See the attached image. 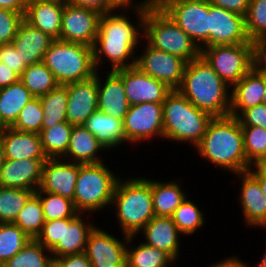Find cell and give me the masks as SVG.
<instances>
[{"label": "cell", "instance_id": "cell-59", "mask_svg": "<svg viewBox=\"0 0 266 267\" xmlns=\"http://www.w3.org/2000/svg\"><path fill=\"white\" fill-rule=\"evenodd\" d=\"M44 2L66 3V0H25L26 5L33 3H44Z\"/></svg>", "mask_w": 266, "mask_h": 267}, {"label": "cell", "instance_id": "cell-11", "mask_svg": "<svg viewBox=\"0 0 266 267\" xmlns=\"http://www.w3.org/2000/svg\"><path fill=\"white\" fill-rule=\"evenodd\" d=\"M128 145L149 143L155 138L163 139L162 103H139L131 105L123 120Z\"/></svg>", "mask_w": 266, "mask_h": 267}, {"label": "cell", "instance_id": "cell-62", "mask_svg": "<svg viewBox=\"0 0 266 267\" xmlns=\"http://www.w3.org/2000/svg\"><path fill=\"white\" fill-rule=\"evenodd\" d=\"M253 166H266V152L259 158Z\"/></svg>", "mask_w": 266, "mask_h": 267}, {"label": "cell", "instance_id": "cell-60", "mask_svg": "<svg viewBox=\"0 0 266 267\" xmlns=\"http://www.w3.org/2000/svg\"><path fill=\"white\" fill-rule=\"evenodd\" d=\"M5 160L2 134H0V167Z\"/></svg>", "mask_w": 266, "mask_h": 267}, {"label": "cell", "instance_id": "cell-51", "mask_svg": "<svg viewBox=\"0 0 266 267\" xmlns=\"http://www.w3.org/2000/svg\"><path fill=\"white\" fill-rule=\"evenodd\" d=\"M54 267H92L85 252L58 257L54 260Z\"/></svg>", "mask_w": 266, "mask_h": 267}, {"label": "cell", "instance_id": "cell-25", "mask_svg": "<svg viewBox=\"0 0 266 267\" xmlns=\"http://www.w3.org/2000/svg\"><path fill=\"white\" fill-rule=\"evenodd\" d=\"M55 39L23 21L12 44L26 67L43 61L45 52Z\"/></svg>", "mask_w": 266, "mask_h": 267}, {"label": "cell", "instance_id": "cell-30", "mask_svg": "<svg viewBox=\"0 0 266 267\" xmlns=\"http://www.w3.org/2000/svg\"><path fill=\"white\" fill-rule=\"evenodd\" d=\"M65 3H33L26 5L24 21L59 40Z\"/></svg>", "mask_w": 266, "mask_h": 267}, {"label": "cell", "instance_id": "cell-22", "mask_svg": "<svg viewBox=\"0 0 266 267\" xmlns=\"http://www.w3.org/2000/svg\"><path fill=\"white\" fill-rule=\"evenodd\" d=\"M46 160L5 158L0 167V186L36 192L41 182L42 166Z\"/></svg>", "mask_w": 266, "mask_h": 267}, {"label": "cell", "instance_id": "cell-54", "mask_svg": "<svg viewBox=\"0 0 266 267\" xmlns=\"http://www.w3.org/2000/svg\"><path fill=\"white\" fill-rule=\"evenodd\" d=\"M250 264L249 261L247 263L245 260L243 261L241 257H238V255L236 256L232 254V256H226L220 261L209 264V267H250Z\"/></svg>", "mask_w": 266, "mask_h": 267}, {"label": "cell", "instance_id": "cell-65", "mask_svg": "<svg viewBox=\"0 0 266 267\" xmlns=\"http://www.w3.org/2000/svg\"><path fill=\"white\" fill-rule=\"evenodd\" d=\"M263 104H266V90H265V96L263 97Z\"/></svg>", "mask_w": 266, "mask_h": 267}, {"label": "cell", "instance_id": "cell-27", "mask_svg": "<svg viewBox=\"0 0 266 267\" xmlns=\"http://www.w3.org/2000/svg\"><path fill=\"white\" fill-rule=\"evenodd\" d=\"M83 126L92 133L110 153L126 145L123 120L105 114L98 109L86 120Z\"/></svg>", "mask_w": 266, "mask_h": 267}, {"label": "cell", "instance_id": "cell-29", "mask_svg": "<svg viewBox=\"0 0 266 267\" xmlns=\"http://www.w3.org/2000/svg\"><path fill=\"white\" fill-rule=\"evenodd\" d=\"M183 178L161 181L157 178L154 180L152 177L151 192L155 216L171 217L184 199L189 196L182 188Z\"/></svg>", "mask_w": 266, "mask_h": 267}, {"label": "cell", "instance_id": "cell-15", "mask_svg": "<svg viewBox=\"0 0 266 267\" xmlns=\"http://www.w3.org/2000/svg\"><path fill=\"white\" fill-rule=\"evenodd\" d=\"M246 43L245 17L209 3V47Z\"/></svg>", "mask_w": 266, "mask_h": 267}, {"label": "cell", "instance_id": "cell-47", "mask_svg": "<svg viewBox=\"0 0 266 267\" xmlns=\"http://www.w3.org/2000/svg\"><path fill=\"white\" fill-rule=\"evenodd\" d=\"M237 118L241 126H256L266 130V104L247 108Z\"/></svg>", "mask_w": 266, "mask_h": 267}, {"label": "cell", "instance_id": "cell-58", "mask_svg": "<svg viewBox=\"0 0 266 267\" xmlns=\"http://www.w3.org/2000/svg\"><path fill=\"white\" fill-rule=\"evenodd\" d=\"M150 9H161L170 0H142Z\"/></svg>", "mask_w": 266, "mask_h": 267}, {"label": "cell", "instance_id": "cell-23", "mask_svg": "<svg viewBox=\"0 0 266 267\" xmlns=\"http://www.w3.org/2000/svg\"><path fill=\"white\" fill-rule=\"evenodd\" d=\"M89 215L91 217V214L78 213L73 218H64L63 243H58L51 250L54 260L64 255L85 252L89 234L97 226L91 219H87Z\"/></svg>", "mask_w": 266, "mask_h": 267}, {"label": "cell", "instance_id": "cell-13", "mask_svg": "<svg viewBox=\"0 0 266 267\" xmlns=\"http://www.w3.org/2000/svg\"><path fill=\"white\" fill-rule=\"evenodd\" d=\"M103 228V229H102ZM120 237L98 225L89 234L85 253L92 267H126L128 235Z\"/></svg>", "mask_w": 266, "mask_h": 267}, {"label": "cell", "instance_id": "cell-24", "mask_svg": "<svg viewBox=\"0 0 266 267\" xmlns=\"http://www.w3.org/2000/svg\"><path fill=\"white\" fill-rule=\"evenodd\" d=\"M266 74L251 69L231 88L230 115L238 117L245 109L263 102Z\"/></svg>", "mask_w": 266, "mask_h": 267}, {"label": "cell", "instance_id": "cell-19", "mask_svg": "<svg viewBox=\"0 0 266 267\" xmlns=\"http://www.w3.org/2000/svg\"><path fill=\"white\" fill-rule=\"evenodd\" d=\"M79 163L62 158L47 159L42 166L41 182L37 191L61 195L73 201Z\"/></svg>", "mask_w": 266, "mask_h": 267}, {"label": "cell", "instance_id": "cell-21", "mask_svg": "<svg viewBox=\"0 0 266 267\" xmlns=\"http://www.w3.org/2000/svg\"><path fill=\"white\" fill-rule=\"evenodd\" d=\"M140 235L143 236L140 237L142 242L167 252L176 262L181 258V240L185 236L179 231L172 217L154 216L136 236Z\"/></svg>", "mask_w": 266, "mask_h": 267}, {"label": "cell", "instance_id": "cell-33", "mask_svg": "<svg viewBox=\"0 0 266 267\" xmlns=\"http://www.w3.org/2000/svg\"><path fill=\"white\" fill-rule=\"evenodd\" d=\"M73 126L68 122H60L40 131L42 149L47 159L63 158L66 155Z\"/></svg>", "mask_w": 266, "mask_h": 267}, {"label": "cell", "instance_id": "cell-6", "mask_svg": "<svg viewBox=\"0 0 266 267\" xmlns=\"http://www.w3.org/2000/svg\"><path fill=\"white\" fill-rule=\"evenodd\" d=\"M106 162V163H105ZM107 161L96 164H79V175L74 190V205L79 213L100 214L109 210L117 181L121 177L115 173Z\"/></svg>", "mask_w": 266, "mask_h": 267}, {"label": "cell", "instance_id": "cell-37", "mask_svg": "<svg viewBox=\"0 0 266 267\" xmlns=\"http://www.w3.org/2000/svg\"><path fill=\"white\" fill-rule=\"evenodd\" d=\"M19 80L33 97L45 95L59 86L54 74L43 62L28 66L20 75Z\"/></svg>", "mask_w": 266, "mask_h": 267}, {"label": "cell", "instance_id": "cell-18", "mask_svg": "<svg viewBox=\"0 0 266 267\" xmlns=\"http://www.w3.org/2000/svg\"><path fill=\"white\" fill-rule=\"evenodd\" d=\"M102 72L97 71L98 110L124 120L130 104L123 85V68L105 71L107 75Z\"/></svg>", "mask_w": 266, "mask_h": 267}, {"label": "cell", "instance_id": "cell-12", "mask_svg": "<svg viewBox=\"0 0 266 267\" xmlns=\"http://www.w3.org/2000/svg\"><path fill=\"white\" fill-rule=\"evenodd\" d=\"M138 49L142 50L136 55L137 68L165 83L172 90L180 87L187 63L184 59L153 48L143 39Z\"/></svg>", "mask_w": 266, "mask_h": 267}, {"label": "cell", "instance_id": "cell-36", "mask_svg": "<svg viewBox=\"0 0 266 267\" xmlns=\"http://www.w3.org/2000/svg\"><path fill=\"white\" fill-rule=\"evenodd\" d=\"M187 196L171 216L179 231L185 236H195V233L206 224L205 212L199 204Z\"/></svg>", "mask_w": 266, "mask_h": 267}, {"label": "cell", "instance_id": "cell-52", "mask_svg": "<svg viewBox=\"0 0 266 267\" xmlns=\"http://www.w3.org/2000/svg\"><path fill=\"white\" fill-rule=\"evenodd\" d=\"M209 3L245 17L250 0H209Z\"/></svg>", "mask_w": 266, "mask_h": 267}, {"label": "cell", "instance_id": "cell-28", "mask_svg": "<svg viewBox=\"0 0 266 267\" xmlns=\"http://www.w3.org/2000/svg\"><path fill=\"white\" fill-rule=\"evenodd\" d=\"M6 159H47L38 133L23 132L8 127L2 133Z\"/></svg>", "mask_w": 266, "mask_h": 267}, {"label": "cell", "instance_id": "cell-56", "mask_svg": "<svg viewBox=\"0 0 266 267\" xmlns=\"http://www.w3.org/2000/svg\"><path fill=\"white\" fill-rule=\"evenodd\" d=\"M120 8L150 9L142 0H113Z\"/></svg>", "mask_w": 266, "mask_h": 267}, {"label": "cell", "instance_id": "cell-9", "mask_svg": "<svg viewBox=\"0 0 266 267\" xmlns=\"http://www.w3.org/2000/svg\"><path fill=\"white\" fill-rule=\"evenodd\" d=\"M200 55L230 88L252 69L251 43L203 47Z\"/></svg>", "mask_w": 266, "mask_h": 267}, {"label": "cell", "instance_id": "cell-64", "mask_svg": "<svg viewBox=\"0 0 266 267\" xmlns=\"http://www.w3.org/2000/svg\"><path fill=\"white\" fill-rule=\"evenodd\" d=\"M8 127L3 123L0 118V134H2Z\"/></svg>", "mask_w": 266, "mask_h": 267}, {"label": "cell", "instance_id": "cell-40", "mask_svg": "<svg viewBox=\"0 0 266 267\" xmlns=\"http://www.w3.org/2000/svg\"><path fill=\"white\" fill-rule=\"evenodd\" d=\"M30 239L15 223H0V266L19 252Z\"/></svg>", "mask_w": 266, "mask_h": 267}, {"label": "cell", "instance_id": "cell-1", "mask_svg": "<svg viewBox=\"0 0 266 267\" xmlns=\"http://www.w3.org/2000/svg\"><path fill=\"white\" fill-rule=\"evenodd\" d=\"M130 13L136 16V20L129 17ZM144 19L145 10L138 8H120L101 14L93 46L97 71L108 62L110 66L106 67L110 71L135 66L137 50L144 36Z\"/></svg>", "mask_w": 266, "mask_h": 267}, {"label": "cell", "instance_id": "cell-53", "mask_svg": "<svg viewBox=\"0 0 266 267\" xmlns=\"http://www.w3.org/2000/svg\"><path fill=\"white\" fill-rule=\"evenodd\" d=\"M20 76L8 66L0 62V89L17 83Z\"/></svg>", "mask_w": 266, "mask_h": 267}, {"label": "cell", "instance_id": "cell-38", "mask_svg": "<svg viewBox=\"0 0 266 267\" xmlns=\"http://www.w3.org/2000/svg\"><path fill=\"white\" fill-rule=\"evenodd\" d=\"M13 223L19 226L31 239H36L41 233L45 218L39 196L35 192L19 211Z\"/></svg>", "mask_w": 266, "mask_h": 267}, {"label": "cell", "instance_id": "cell-2", "mask_svg": "<svg viewBox=\"0 0 266 267\" xmlns=\"http://www.w3.org/2000/svg\"><path fill=\"white\" fill-rule=\"evenodd\" d=\"M194 149L209 166H215L220 171L237 174L252 167L244 152L241 124L237 117L231 115L213 117Z\"/></svg>", "mask_w": 266, "mask_h": 267}, {"label": "cell", "instance_id": "cell-42", "mask_svg": "<svg viewBox=\"0 0 266 267\" xmlns=\"http://www.w3.org/2000/svg\"><path fill=\"white\" fill-rule=\"evenodd\" d=\"M43 108L39 97H34L20 111L19 116L11 128L23 131L40 133L42 130Z\"/></svg>", "mask_w": 266, "mask_h": 267}, {"label": "cell", "instance_id": "cell-26", "mask_svg": "<svg viewBox=\"0 0 266 267\" xmlns=\"http://www.w3.org/2000/svg\"><path fill=\"white\" fill-rule=\"evenodd\" d=\"M104 152L108 151L92 133L83 125H74L66 155L62 159L79 164H96L105 161Z\"/></svg>", "mask_w": 266, "mask_h": 267}, {"label": "cell", "instance_id": "cell-20", "mask_svg": "<svg viewBox=\"0 0 266 267\" xmlns=\"http://www.w3.org/2000/svg\"><path fill=\"white\" fill-rule=\"evenodd\" d=\"M67 89V122L83 125L98 109V86L96 74L87 80L64 85Z\"/></svg>", "mask_w": 266, "mask_h": 267}, {"label": "cell", "instance_id": "cell-16", "mask_svg": "<svg viewBox=\"0 0 266 267\" xmlns=\"http://www.w3.org/2000/svg\"><path fill=\"white\" fill-rule=\"evenodd\" d=\"M233 175L241 185L238 201L244 224L249 228L266 230V196L261 191L259 181L249 171Z\"/></svg>", "mask_w": 266, "mask_h": 267}, {"label": "cell", "instance_id": "cell-46", "mask_svg": "<svg viewBox=\"0 0 266 267\" xmlns=\"http://www.w3.org/2000/svg\"><path fill=\"white\" fill-rule=\"evenodd\" d=\"M64 219L45 221L36 240L46 249L52 250L58 243H63Z\"/></svg>", "mask_w": 266, "mask_h": 267}, {"label": "cell", "instance_id": "cell-31", "mask_svg": "<svg viewBox=\"0 0 266 267\" xmlns=\"http://www.w3.org/2000/svg\"><path fill=\"white\" fill-rule=\"evenodd\" d=\"M135 240H138L136 235L128 237L126 267H175L178 265L167 252L151 247L141 240L136 243Z\"/></svg>", "mask_w": 266, "mask_h": 267}, {"label": "cell", "instance_id": "cell-5", "mask_svg": "<svg viewBox=\"0 0 266 267\" xmlns=\"http://www.w3.org/2000/svg\"><path fill=\"white\" fill-rule=\"evenodd\" d=\"M163 140L195 148L202 140L213 116L196 108L178 90H172L162 103ZM193 146V147H192Z\"/></svg>", "mask_w": 266, "mask_h": 267}, {"label": "cell", "instance_id": "cell-34", "mask_svg": "<svg viewBox=\"0 0 266 267\" xmlns=\"http://www.w3.org/2000/svg\"><path fill=\"white\" fill-rule=\"evenodd\" d=\"M43 108L42 130L60 122H67L68 93L64 85L39 97Z\"/></svg>", "mask_w": 266, "mask_h": 267}, {"label": "cell", "instance_id": "cell-61", "mask_svg": "<svg viewBox=\"0 0 266 267\" xmlns=\"http://www.w3.org/2000/svg\"><path fill=\"white\" fill-rule=\"evenodd\" d=\"M255 267H266V249L265 248H264V254L260 256L259 262H257Z\"/></svg>", "mask_w": 266, "mask_h": 267}, {"label": "cell", "instance_id": "cell-55", "mask_svg": "<svg viewBox=\"0 0 266 267\" xmlns=\"http://www.w3.org/2000/svg\"><path fill=\"white\" fill-rule=\"evenodd\" d=\"M0 8L24 14L26 3L25 0H0Z\"/></svg>", "mask_w": 266, "mask_h": 267}, {"label": "cell", "instance_id": "cell-45", "mask_svg": "<svg viewBox=\"0 0 266 267\" xmlns=\"http://www.w3.org/2000/svg\"><path fill=\"white\" fill-rule=\"evenodd\" d=\"M24 14L0 8V45L12 43Z\"/></svg>", "mask_w": 266, "mask_h": 267}, {"label": "cell", "instance_id": "cell-49", "mask_svg": "<svg viewBox=\"0 0 266 267\" xmlns=\"http://www.w3.org/2000/svg\"><path fill=\"white\" fill-rule=\"evenodd\" d=\"M252 69L258 73L266 74V36L251 40Z\"/></svg>", "mask_w": 266, "mask_h": 267}, {"label": "cell", "instance_id": "cell-39", "mask_svg": "<svg viewBox=\"0 0 266 267\" xmlns=\"http://www.w3.org/2000/svg\"><path fill=\"white\" fill-rule=\"evenodd\" d=\"M32 190L0 186V223L14 222Z\"/></svg>", "mask_w": 266, "mask_h": 267}, {"label": "cell", "instance_id": "cell-7", "mask_svg": "<svg viewBox=\"0 0 266 267\" xmlns=\"http://www.w3.org/2000/svg\"><path fill=\"white\" fill-rule=\"evenodd\" d=\"M59 85L84 81L96 74L93 47L55 39L42 61Z\"/></svg>", "mask_w": 266, "mask_h": 267}, {"label": "cell", "instance_id": "cell-17", "mask_svg": "<svg viewBox=\"0 0 266 267\" xmlns=\"http://www.w3.org/2000/svg\"><path fill=\"white\" fill-rule=\"evenodd\" d=\"M123 85L130 106L139 103H163L172 91L165 83L136 66L123 68Z\"/></svg>", "mask_w": 266, "mask_h": 267}, {"label": "cell", "instance_id": "cell-41", "mask_svg": "<svg viewBox=\"0 0 266 267\" xmlns=\"http://www.w3.org/2000/svg\"><path fill=\"white\" fill-rule=\"evenodd\" d=\"M35 193L39 196L42 204L45 221L73 218L79 213L74 202L68 198L45 191H36Z\"/></svg>", "mask_w": 266, "mask_h": 267}, {"label": "cell", "instance_id": "cell-4", "mask_svg": "<svg viewBox=\"0 0 266 267\" xmlns=\"http://www.w3.org/2000/svg\"><path fill=\"white\" fill-rule=\"evenodd\" d=\"M120 177L117 181L111 204L120 232L128 236L137 233L155 216L151 178L140 175ZM136 176V177H135Z\"/></svg>", "mask_w": 266, "mask_h": 267}, {"label": "cell", "instance_id": "cell-8", "mask_svg": "<svg viewBox=\"0 0 266 267\" xmlns=\"http://www.w3.org/2000/svg\"><path fill=\"white\" fill-rule=\"evenodd\" d=\"M144 41L160 51L179 56L187 63L200 56L198 45L162 10H145Z\"/></svg>", "mask_w": 266, "mask_h": 267}, {"label": "cell", "instance_id": "cell-63", "mask_svg": "<svg viewBox=\"0 0 266 267\" xmlns=\"http://www.w3.org/2000/svg\"><path fill=\"white\" fill-rule=\"evenodd\" d=\"M264 178H266V166H253Z\"/></svg>", "mask_w": 266, "mask_h": 267}, {"label": "cell", "instance_id": "cell-10", "mask_svg": "<svg viewBox=\"0 0 266 267\" xmlns=\"http://www.w3.org/2000/svg\"><path fill=\"white\" fill-rule=\"evenodd\" d=\"M161 9L200 49L209 47V0H170Z\"/></svg>", "mask_w": 266, "mask_h": 267}, {"label": "cell", "instance_id": "cell-3", "mask_svg": "<svg viewBox=\"0 0 266 267\" xmlns=\"http://www.w3.org/2000/svg\"><path fill=\"white\" fill-rule=\"evenodd\" d=\"M177 90L196 108L213 117L230 115L231 88L201 55L186 63L182 83Z\"/></svg>", "mask_w": 266, "mask_h": 267}, {"label": "cell", "instance_id": "cell-43", "mask_svg": "<svg viewBox=\"0 0 266 267\" xmlns=\"http://www.w3.org/2000/svg\"><path fill=\"white\" fill-rule=\"evenodd\" d=\"M247 161L253 166L266 152V130L256 126H241Z\"/></svg>", "mask_w": 266, "mask_h": 267}, {"label": "cell", "instance_id": "cell-44", "mask_svg": "<svg viewBox=\"0 0 266 267\" xmlns=\"http://www.w3.org/2000/svg\"><path fill=\"white\" fill-rule=\"evenodd\" d=\"M245 28L250 41L266 36V0H250Z\"/></svg>", "mask_w": 266, "mask_h": 267}, {"label": "cell", "instance_id": "cell-50", "mask_svg": "<svg viewBox=\"0 0 266 267\" xmlns=\"http://www.w3.org/2000/svg\"><path fill=\"white\" fill-rule=\"evenodd\" d=\"M66 3L92 9L100 14H105L120 9V7L113 0H66Z\"/></svg>", "mask_w": 266, "mask_h": 267}, {"label": "cell", "instance_id": "cell-48", "mask_svg": "<svg viewBox=\"0 0 266 267\" xmlns=\"http://www.w3.org/2000/svg\"><path fill=\"white\" fill-rule=\"evenodd\" d=\"M0 62L8 66L19 76L27 68L24 63L21 62V56L12 43L0 45Z\"/></svg>", "mask_w": 266, "mask_h": 267}, {"label": "cell", "instance_id": "cell-32", "mask_svg": "<svg viewBox=\"0 0 266 267\" xmlns=\"http://www.w3.org/2000/svg\"><path fill=\"white\" fill-rule=\"evenodd\" d=\"M33 95L19 80L0 89V118L7 127L17 120L20 111L33 99Z\"/></svg>", "mask_w": 266, "mask_h": 267}, {"label": "cell", "instance_id": "cell-57", "mask_svg": "<svg viewBox=\"0 0 266 267\" xmlns=\"http://www.w3.org/2000/svg\"><path fill=\"white\" fill-rule=\"evenodd\" d=\"M248 171L259 181L261 191L266 196V178H264L253 166Z\"/></svg>", "mask_w": 266, "mask_h": 267}, {"label": "cell", "instance_id": "cell-14", "mask_svg": "<svg viewBox=\"0 0 266 267\" xmlns=\"http://www.w3.org/2000/svg\"><path fill=\"white\" fill-rule=\"evenodd\" d=\"M101 14L95 10L65 3L59 40L93 47Z\"/></svg>", "mask_w": 266, "mask_h": 267}, {"label": "cell", "instance_id": "cell-35", "mask_svg": "<svg viewBox=\"0 0 266 267\" xmlns=\"http://www.w3.org/2000/svg\"><path fill=\"white\" fill-rule=\"evenodd\" d=\"M0 267H54V259L50 250L36 239H30L19 252Z\"/></svg>", "mask_w": 266, "mask_h": 267}]
</instances>
